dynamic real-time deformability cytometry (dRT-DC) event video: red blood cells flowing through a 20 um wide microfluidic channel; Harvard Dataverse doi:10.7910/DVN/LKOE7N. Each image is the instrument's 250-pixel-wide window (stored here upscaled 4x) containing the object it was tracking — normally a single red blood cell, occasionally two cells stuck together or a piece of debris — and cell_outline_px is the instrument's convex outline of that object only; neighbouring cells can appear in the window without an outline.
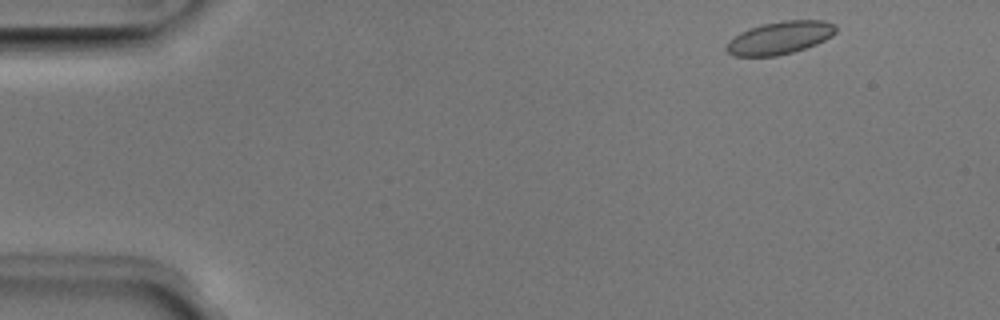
{"species": "Egyptian fruit bat (a non-hibernating species)", "species_latin": "Rousettus aegyptiacus", "temperature_condition": "room temperature", "stored_images_in_passage": 47, "camera_frame_rate_fps": 3000, "um_per_image_px": 0.085, "animal": {"sex": "male"}, "frame": {"image": 1, "passage_image": 1, "time_ms": 0.0, "image_size_px": [1000, 320], "cell_outline_px": [[836, 32], [832, 36], [816, 44], [792, 52], [776, 56], [736, 56], [728, 52], [724, 48], [740, 32], [764, 24], [784, 20], [824, 20], [836, 24]], "centroid_in_image_um": [66.34, 3.21], "position_along_channel_um": 18.7, "area_um2": 20.58}}
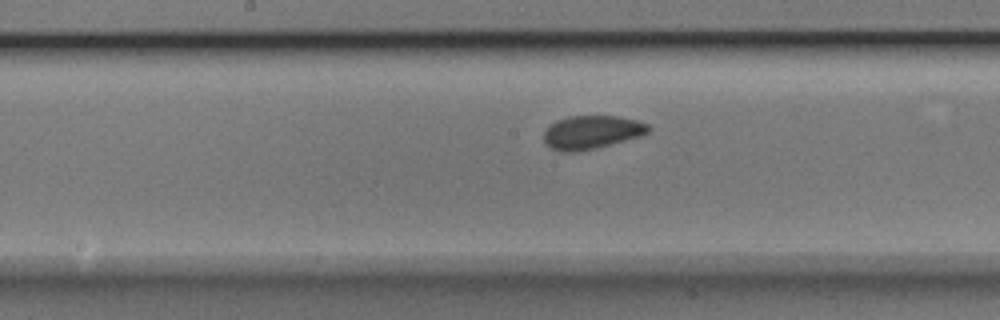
{"frame": {"image": 2, "passage_image": 22, "time_ms": 7.0, "image_size_px": [1000, 320], "cell_outline_px": [[652, 128], [648, 132], [640, 136], [596, 148], [576, 152], [560, 152], [544, 144], [544, 128], [556, 120], [568, 116], [616, 116], [636, 120], [648, 124]], "centroid_in_image_um": [50.25, 11.24], "position_along_channel_um": 198.0, "area_um2": 20.52}}
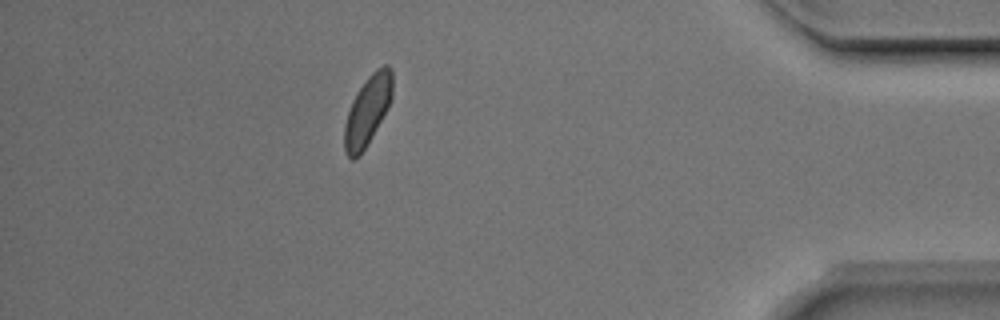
{"frame": {"image": 3, "passage_image": 41, "time_ms": 13.333, "image_size_px": [1000, 320], "cell_outline_px": [[392, 96], [388, 108], [364, 148], [352, 160], [344, 152], [344, 124], [352, 100], [356, 92], [368, 76], [376, 68], [384, 64], [388, 64], [392, 68]], "centroid_in_image_um": [31.24, 9.33], "position_along_channel_um": 404.0, "area_um2": 19.25}, "authors_computed_cell_mechanics": {"area_um2": 19.7098, "velocity_mm_per_s": 3.943, "shape_relaxation_time_tau1_ms": 2.8718, "shape_relaxation_time_tau2_ms": 0.7992, "deformation_change_tau1": 0.0691, "deformation_change_tau2": 0.0467}}